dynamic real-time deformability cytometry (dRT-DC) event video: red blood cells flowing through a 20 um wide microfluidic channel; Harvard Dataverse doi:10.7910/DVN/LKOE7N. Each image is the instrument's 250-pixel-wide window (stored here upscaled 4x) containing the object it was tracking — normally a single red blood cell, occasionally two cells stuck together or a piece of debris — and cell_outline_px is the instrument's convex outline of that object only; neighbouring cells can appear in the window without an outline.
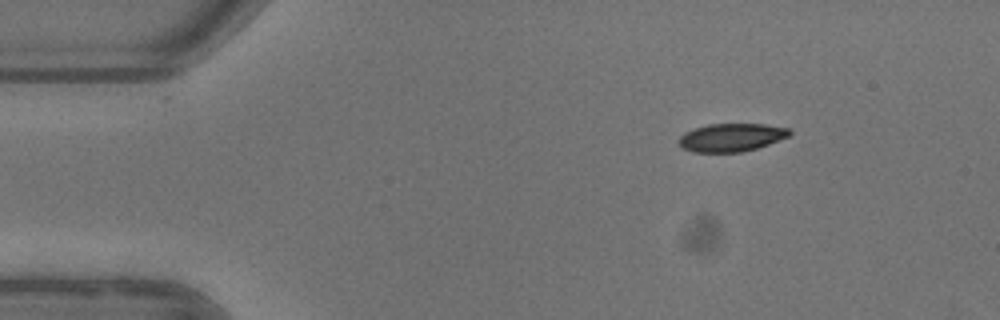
{"species": "common noctule bat (a hibernating species)", "species_latin": "Nyctalus noctula", "temperature_condition": "warm", "stored_images_in_passage": 46, "camera_frame_rate_fps": 3000, "um_per_image_px": 0.085, "animal": {"sex": "female"}, "frame": {"image": 1, "passage_image": 1, "time_ms": 0.0, "image_size_px": [1000, 320], "cell_outline_px": [[792, 132], [788, 136], [768, 144], [756, 148], [740, 152], [692, 152], [680, 148], [680, 136], [684, 132], [708, 124], [764, 124], [788, 128]], "centroid_in_image_um": [62.14, 11.68], "position_along_channel_um": 22.9, "area_um2": 17.98}}
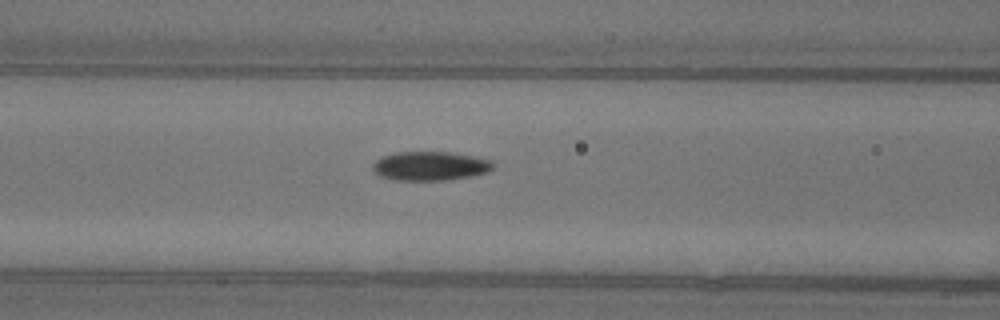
{"frame": {"image": 2, "passage_image": 15, "time_ms": 4.667, "image_size_px": [1000, 320], "cell_outline_px": [[496, 164], [488, 172], [472, 176], [448, 180], [396, 180], [380, 176], [372, 168], [372, 164], [380, 156], [396, 152], [452, 152], [492, 160]], "centroid_in_image_um": [36.58, 14.1], "position_along_channel_um": 130.0, "area_um2": 20.52}}
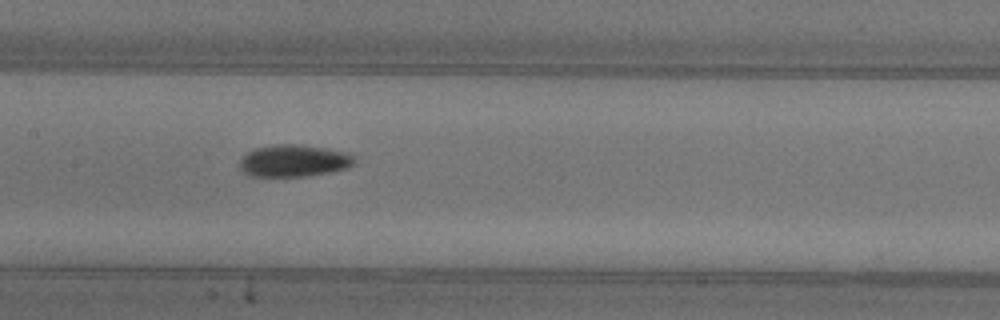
{"frame": {"image": 3, "passage_image": 19, "time_ms": 6.0, "image_size_px": [1000, 320], "cell_outline_px": [[356, 160], [348, 168], [328, 172], [304, 176], [248, 176], [240, 168], [240, 160], [248, 152], [256, 148], [276, 144], [296, 144], [352, 152], [356, 156]], "centroid_in_image_um": [25.02, 13.66], "position_along_channel_um": 182.4, "area_um2": 21.44}, "authors_computed_cell_mechanics": {"area_um2": 19.9121, "velocity_mm_per_s": 3.9201, "shape_relaxation_time_tau1_ms": 5.693, "shape_relaxation_time_tau2_ms": 4.3167, "deformation_change_tau1": 0.1801, "deformation_change_tau2": 0.0733}}